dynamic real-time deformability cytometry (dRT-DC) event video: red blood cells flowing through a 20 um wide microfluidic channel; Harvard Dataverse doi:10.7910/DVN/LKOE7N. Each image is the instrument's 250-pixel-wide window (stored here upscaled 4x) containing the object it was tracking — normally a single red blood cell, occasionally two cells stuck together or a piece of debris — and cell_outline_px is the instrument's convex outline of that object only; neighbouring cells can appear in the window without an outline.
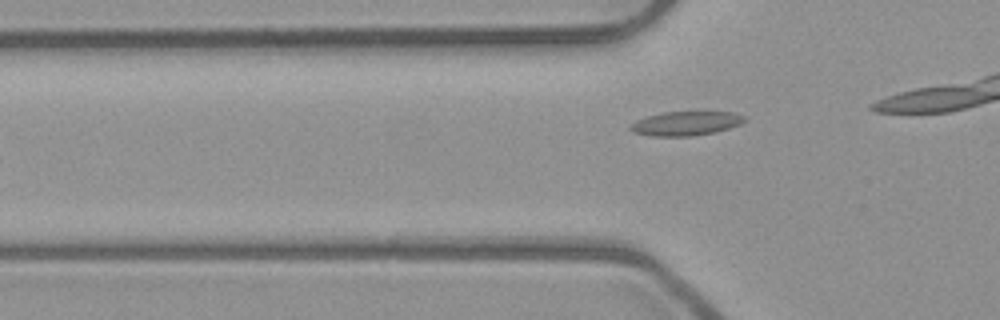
{"species": "common noctule bat (a hibernating species)", "species_latin": "Nyctalus noctula", "temperature_condition": "room temperature", "stored_images_in_passage": 10, "camera_frame_rate_fps": 3000, "um_per_image_px": 0.085, "animal": {"sex": "male", "body_mass_g": 23.1, "forearm_length_mm": 52.7}, "frame": {"image": 1, "passage_image": 7, "time_ms": 2.0, "image_size_px": [1000, 320], "cell_outline_px": [[748, 120], [740, 124], [716, 132], [692, 136], [652, 136], [636, 132], [628, 128], [636, 120], [648, 116], [664, 112], [736, 112], [744, 116]], "centroid_in_image_um": [58.35, 10.49], "position_along_channel_um": 67.5, "area_um2": 15.95}}